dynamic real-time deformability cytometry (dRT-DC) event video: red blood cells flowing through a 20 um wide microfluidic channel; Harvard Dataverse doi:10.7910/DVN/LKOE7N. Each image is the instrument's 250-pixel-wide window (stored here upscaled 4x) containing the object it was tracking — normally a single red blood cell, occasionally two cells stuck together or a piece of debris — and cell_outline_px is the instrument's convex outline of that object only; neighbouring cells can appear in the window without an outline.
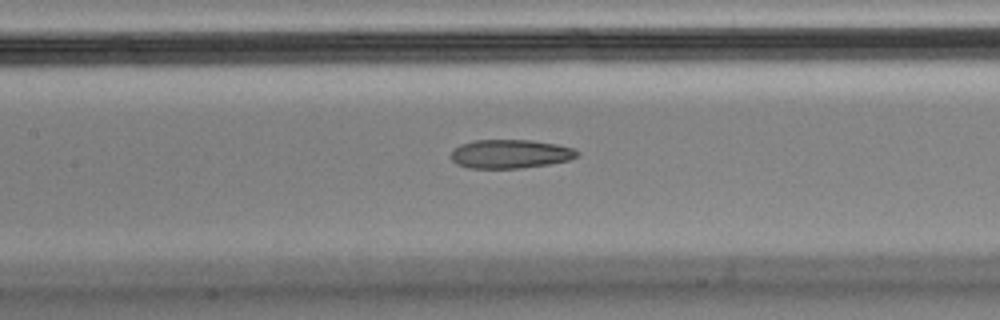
{"species": "Egyptian fruit bat (a non-hibernating species)", "species_latin": "Rousettus aegyptiacus", "temperature_condition": "cold", "stored_images_in_passage": 36, "camera_frame_rate_fps": 3000, "um_per_image_px": 0.085, "animal": {"sex": "male"}, "frame": {"image": 1, "passage_image": 12, "time_ms": 3.667, "image_size_px": [1000, 320], "cell_outline_px": [[580, 152], [576, 156], [568, 160], [548, 164], [520, 168], [468, 168], [456, 164], [452, 160], [452, 148], [460, 144], [476, 140], [532, 140], [556, 144], [572, 148]], "centroid_in_image_um": [43.33, 13.08], "position_along_channel_um": 164.1, "area_um2": 21.1}}
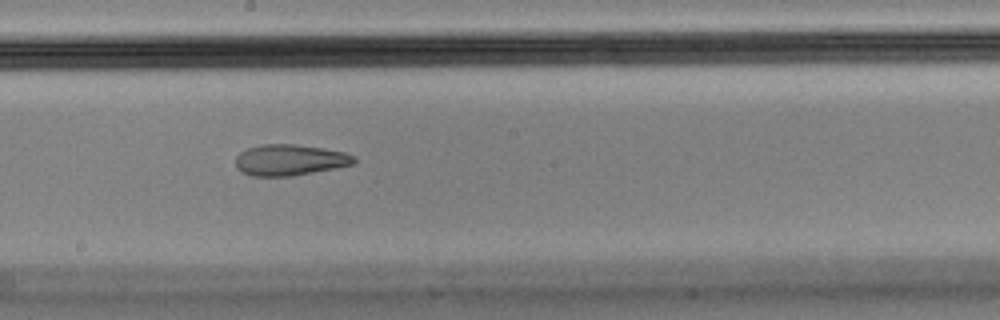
{"frame": {"image": 2, "passage_image": 17, "time_ms": 5.333, "image_size_px": [1000, 320], "cell_outline_px": [[356, 164], [336, 168], [292, 176], [252, 176], [240, 172], [236, 168], [236, 156], [240, 152], [248, 148], [260, 144], [296, 144], [324, 148], [344, 152], [356, 156]], "centroid_in_image_um": [24.64, 13.6], "position_along_channel_um": 223.6, "area_um2": 21.73}}